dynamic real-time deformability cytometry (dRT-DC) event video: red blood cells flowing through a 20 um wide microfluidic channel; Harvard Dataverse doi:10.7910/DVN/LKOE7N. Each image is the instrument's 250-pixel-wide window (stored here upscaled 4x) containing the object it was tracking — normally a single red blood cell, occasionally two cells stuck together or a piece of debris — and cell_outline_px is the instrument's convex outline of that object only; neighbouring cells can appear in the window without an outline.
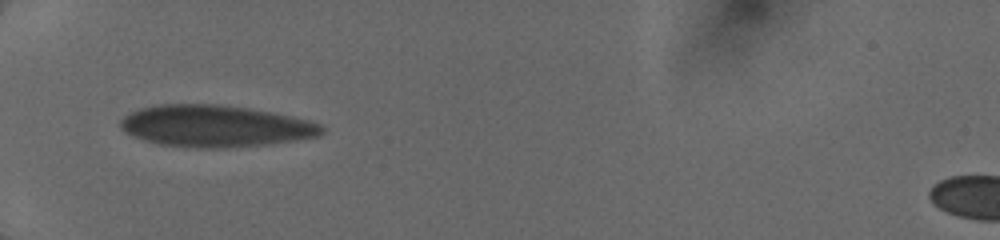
{"species": "human", "species_latin": "Homo sapiens", "temperature_condition": "cold", "stored_images_in_passage": 37, "camera_frame_rate_fps": 3000, "um_per_image_px": 0.085, "donor": {"sex": "female"}, "frame": {"image": 1, "passage_image": 1, "time_ms": 0.0, "image_size_px": [1000, 240], "cell_outline_px": [[324, 132], [320, 136], [268, 144], [216, 148], [196, 148], [160, 144], [144, 140], [120, 128], [120, 120], [124, 116], [140, 108], [160, 104], [216, 104], [248, 108], [272, 112], [312, 120], [320, 124], [324, 128]], "centroid_in_image_um": [18.34, 10.71], "position_along_channel_um": 66.7, "area_um2": 48.78}}
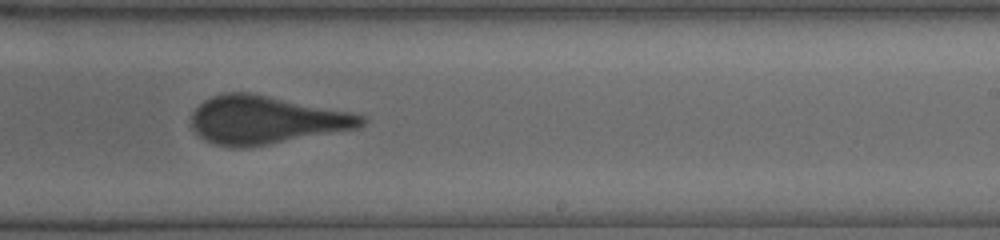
{"frame": {"image": 2, "passage_image": 20, "time_ms": 5.0, "image_size_px": [1000, 240], "cell_outline_px": [[368, 120], [360, 128], [268, 144], [244, 148], [228, 148], [204, 140], [192, 128], [192, 112], [204, 100], [212, 96], [224, 92], [248, 92], [352, 112], [364, 116]], "centroid_in_image_um": [22.6, 10.2], "position_along_channel_um": 266.4, "area_um2": 47.69}}
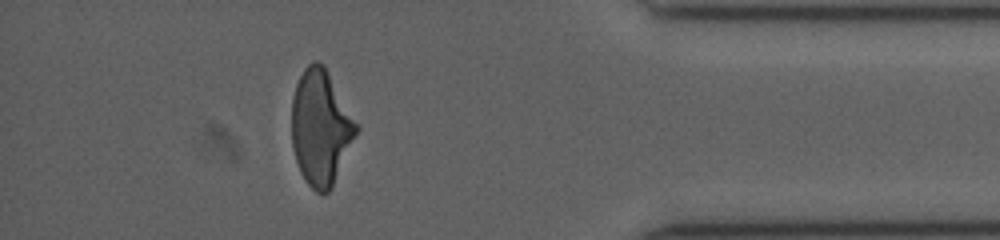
{"frame": {"image": 3, "passage_image": 33, "time_ms": 9.0, "image_size_px": [1000, 240], "cell_outline_px": [[360, 128], [332, 188], [328, 192], [316, 192], [304, 180], [300, 172], [292, 148], [292, 96], [296, 84], [304, 68], [312, 60], [320, 60], [324, 64]], "centroid_in_image_um": [27.26, 10.83], "position_along_channel_um": 407.9, "area_um2": 43.64}}